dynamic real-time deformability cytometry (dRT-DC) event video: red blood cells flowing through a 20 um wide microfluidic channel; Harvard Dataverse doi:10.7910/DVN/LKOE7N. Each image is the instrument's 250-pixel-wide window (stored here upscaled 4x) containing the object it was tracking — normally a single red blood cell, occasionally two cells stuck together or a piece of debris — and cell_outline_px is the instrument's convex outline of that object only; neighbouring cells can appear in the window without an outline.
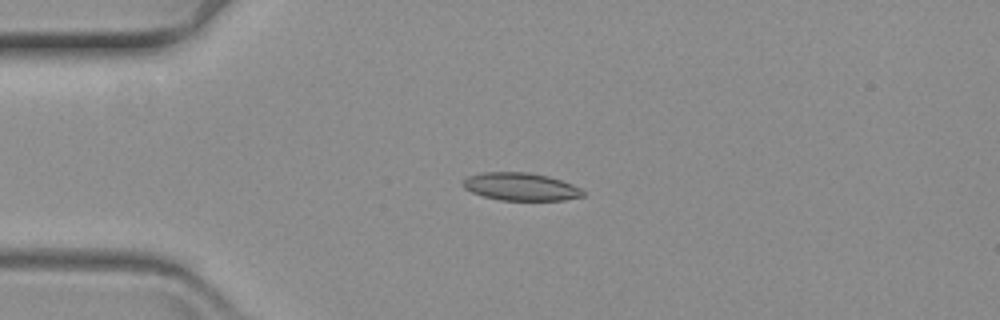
{"species": "common noctule bat (a hibernating species)", "species_latin": "Nyctalus noctula", "temperature_condition": "warm", "stored_images_in_passage": 47, "camera_frame_rate_fps": 3000, "um_per_image_px": 0.085, "animal": {"sex": "female", "body_mass_g": 19.3, "forearm_length_mm": 54.1}, "frame": {"image": 1, "passage_image": 14, "time_ms": 4.333, "image_size_px": [1000, 320], "cell_outline_px": [[584, 196], [564, 200], [500, 200], [484, 196], [472, 192], [464, 188], [460, 184], [468, 176], [480, 172], [528, 172], [548, 176], [572, 184], [580, 188], [584, 192]], "centroid_in_image_um": [44.24, 15.86], "position_along_channel_um": 40.8, "area_um2": 19.42}}
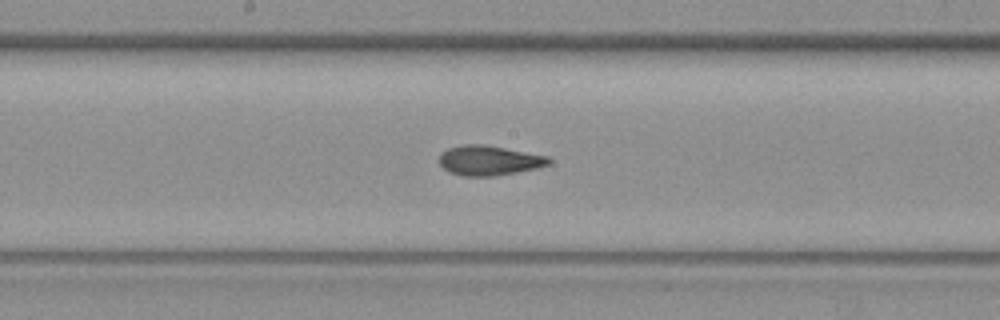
{"frame": {"image": 2, "passage_image": 31, "time_ms": 10.0, "image_size_px": [1000, 320], "cell_outline_px": [[552, 160], [548, 164], [536, 168], [496, 176], [464, 176], [448, 172], [440, 164], [440, 152], [448, 148], [464, 144], [484, 144], [548, 156]], "centroid_in_image_um": [41.54, 13.63], "position_along_channel_um": 206.7, "area_um2": 19.02}}
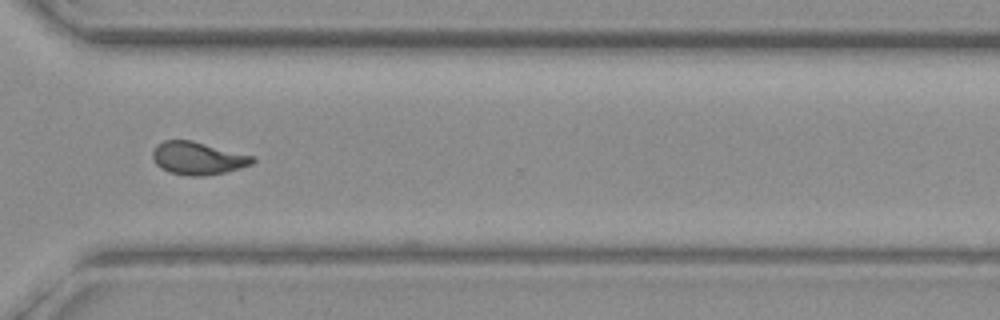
{"frame": {"image": 3, "passage_image": 44, "time_ms": 14.333, "image_size_px": [1000, 320], "cell_outline_px": [[256, 160], [252, 164], [240, 168], [224, 172], [204, 176], [188, 176], [168, 172], [160, 168], [152, 160], [152, 152], [156, 144], [164, 140], [192, 140], [256, 156]], "centroid_in_image_um": [16.81, 13.44], "position_along_channel_um": 353.8, "area_um2": 19.42}}